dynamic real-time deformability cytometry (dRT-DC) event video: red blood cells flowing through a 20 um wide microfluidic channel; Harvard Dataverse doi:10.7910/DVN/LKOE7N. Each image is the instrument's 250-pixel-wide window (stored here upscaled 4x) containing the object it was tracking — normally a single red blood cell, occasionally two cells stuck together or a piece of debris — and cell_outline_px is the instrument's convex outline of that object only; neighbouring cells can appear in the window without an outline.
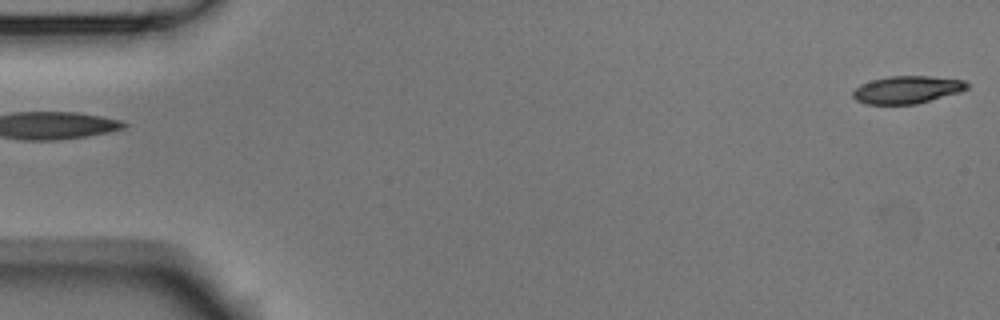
{"species": "Egyptian fruit bat (a non-hibernating species)", "species_latin": "Rousettus aegyptiacus", "temperature_condition": "room temperature", "stored_images_in_passage": 5, "camera_frame_rate_fps": 3000, "um_per_image_px": 0.085, "animal": {"sex": "male"}, "frame": {"image": 1, "passage_image": 1, "time_ms": 0.0, "image_size_px": [1000, 320], "cell_outline_px": [[968, 88], [960, 92], [916, 104], [864, 104], [856, 100], [852, 96], [852, 92], [860, 84], [872, 80], [888, 76], [932, 76], [964, 80], [968, 84]], "centroid_in_image_um": [77.09, 7.62], "position_along_channel_um": 7.9, "area_um2": 18.38}}
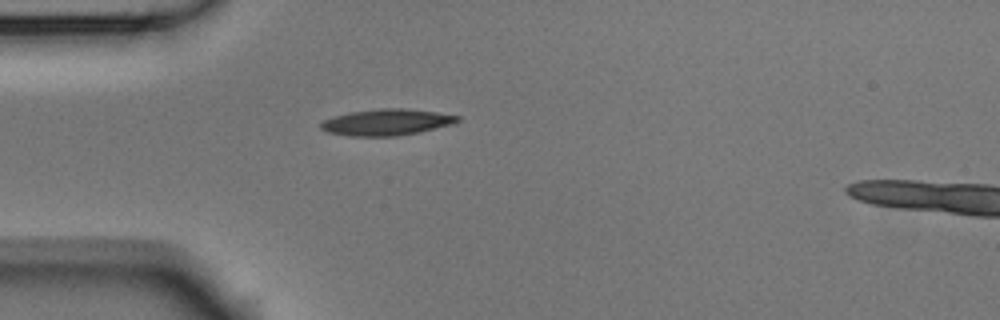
{"frame": {"image": 2, "passage_image": 5, "time_ms": 1.333, "image_size_px": [1000, 320], "cell_outline_px": [[460, 120], [452, 124], [420, 132], [396, 136], [348, 136], [328, 132], [320, 128], [320, 124], [324, 120], [348, 112], [380, 108], [404, 108], [436, 112], [460, 116]], "centroid_in_image_um": [32.86, 10.39], "position_along_channel_um": 52.1, "area_um2": 20.92}}